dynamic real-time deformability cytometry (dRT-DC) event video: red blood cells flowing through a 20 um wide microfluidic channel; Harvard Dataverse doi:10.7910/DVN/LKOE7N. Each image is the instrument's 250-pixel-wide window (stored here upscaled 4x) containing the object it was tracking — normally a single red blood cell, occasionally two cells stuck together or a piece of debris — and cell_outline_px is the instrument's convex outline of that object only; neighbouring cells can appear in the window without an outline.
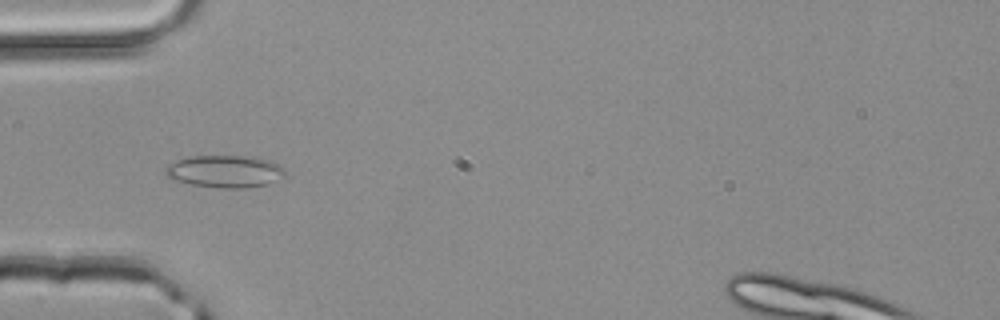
{"species": "common noctule bat (a hibernating species)", "species_latin": "Nyctalus noctula", "temperature_condition": "room temperature", "stored_images_in_passage": 3, "camera_frame_rate_fps": 3000, "um_per_image_px": 0.085, "animal": {"sex": "male", "body_mass_g": 20.4}, "frame": {"image": 1, "passage_image": 2, "time_ms": 0.333, "image_size_px": [1000, 320], "cell_outline_px": [[284, 176], [268, 184], [244, 188], [220, 188], [192, 184], [172, 180], [164, 172], [164, 168], [168, 164], [176, 160], [188, 156], [244, 156], [272, 160], [280, 164], [284, 168]], "centroid_in_image_um": [19.1, 14.56], "position_along_channel_um": 65.9, "area_um2": 22.66}}
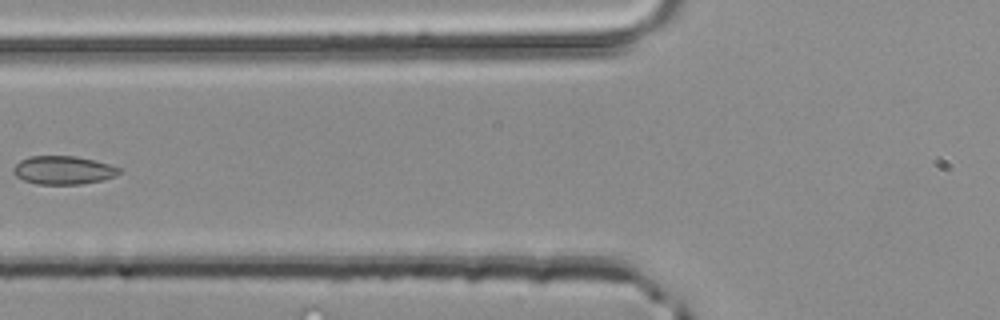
{"frame": {"image": 2, "passage_image": 3, "time_ms": 0.667, "image_size_px": [1000, 320], "cell_outline_px": [[120, 172], [116, 176], [104, 180], [80, 184], [36, 184], [24, 180], [16, 176], [12, 172], [12, 168], [20, 160], [28, 156], [76, 156], [108, 164], [120, 168]], "centroid_in_image_um": [5.35, 14.46], "position_along_channel_um": 120.4, "area_um2": 17.51}}